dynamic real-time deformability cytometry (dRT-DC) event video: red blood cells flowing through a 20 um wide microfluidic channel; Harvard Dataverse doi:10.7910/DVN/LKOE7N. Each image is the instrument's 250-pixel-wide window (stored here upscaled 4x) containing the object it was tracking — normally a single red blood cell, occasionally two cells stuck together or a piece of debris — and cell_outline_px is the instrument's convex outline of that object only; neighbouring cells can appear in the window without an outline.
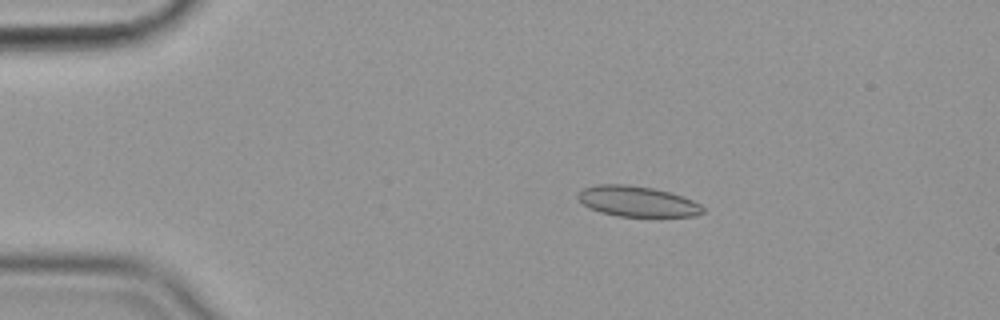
{"species": "common noctule bat (a hibernating species)", "species_latin": "Nyctalus noctula", "temperature_condition": "cold", "stored_images_in_passage": 57, "camera_frame_rate_fps": 3000, "um_per_image_px": 0.085, "animal": {"sex": "female", "body_mass_g": 19.9}, "frame": {"image": 1, "passage_image": 11, "time_ms": 3.333, "image_size_px": [1000, 320], "cell_outline_px": [[704, 212], [692, 216], [616, 216], [600, 212], [588, 208], [576, 196], [584, 188], [600, 184], [628, 184], [652, 188], [668, 192], [692, 200], [700, 204], [704, 208]], "centroid_in_image_um": [54.14, 17.12], "position_along_channel_um": 30.9, "area_um2": 21.96}}
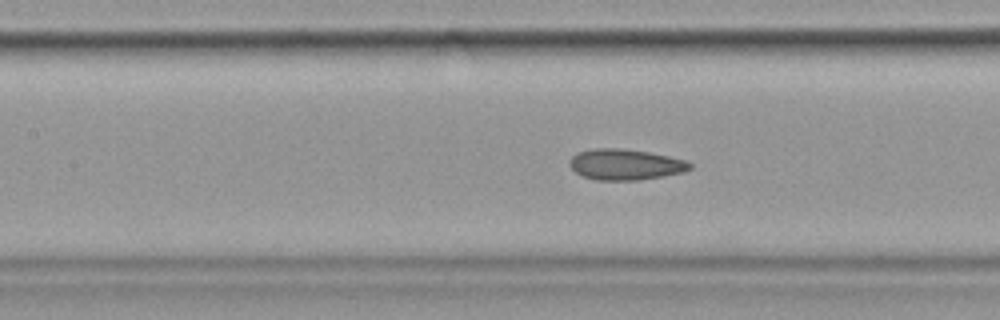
{"frame": {"image": 2, "passage_image": 26, "time_ms": 8.333, "image_size_px": [1000, 320], "cell_outline_px": [[692, 168], [684, 172], [664, 176], [640, 180], [596, 180], [584, 176], [576, 172], [568, 164], [568, 160], [572, 156], [580, 152], [596, 148], [620, 148], [648, 152], [668, 156], [684, 160], [692, 164]], "centroid_in_image_um": [53.16, 13.99], "position_along_channel_um": 154.2, "area_um2": 21.56}}
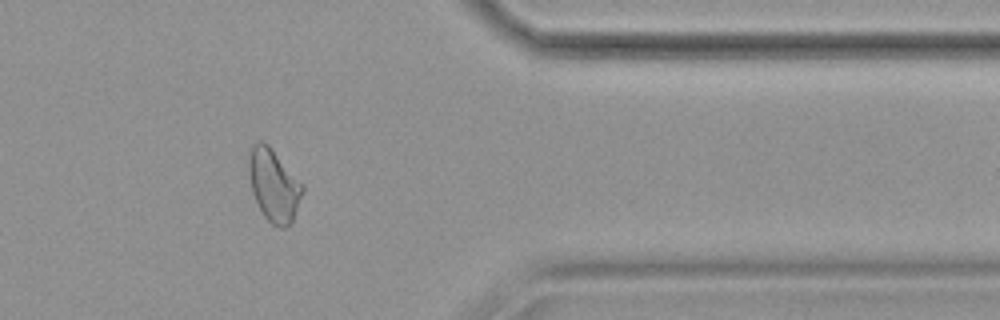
{"frame": {"image": 3, "passage_image": 47, "time_ms": 15.333, "image_size_px": [1000, 320], "cell_outline_px": [[304, 188], [292, 224], [284, 228], [280, 228], [272, 224], [264, 216], [252, 192], [248, 172], [248, 160], [252, 148], [260, 140], [268, 144], [304, 184]], "centroid_in_image_um": [23.29, 15.77], "position_along_channel_um": 388.1, "area_um2": 22.6}, "authors_computed_cell_mechanics": {"area_um2": 22.1374, "velocity_mm_per_s": 3.564, "shape_relaxation_time_tau1_ms": null, "shape_relaxation_time_tau2_ms": 1.8476, "deformation_change_tau1": null, "deformation_change_tau2": 0.0728}}